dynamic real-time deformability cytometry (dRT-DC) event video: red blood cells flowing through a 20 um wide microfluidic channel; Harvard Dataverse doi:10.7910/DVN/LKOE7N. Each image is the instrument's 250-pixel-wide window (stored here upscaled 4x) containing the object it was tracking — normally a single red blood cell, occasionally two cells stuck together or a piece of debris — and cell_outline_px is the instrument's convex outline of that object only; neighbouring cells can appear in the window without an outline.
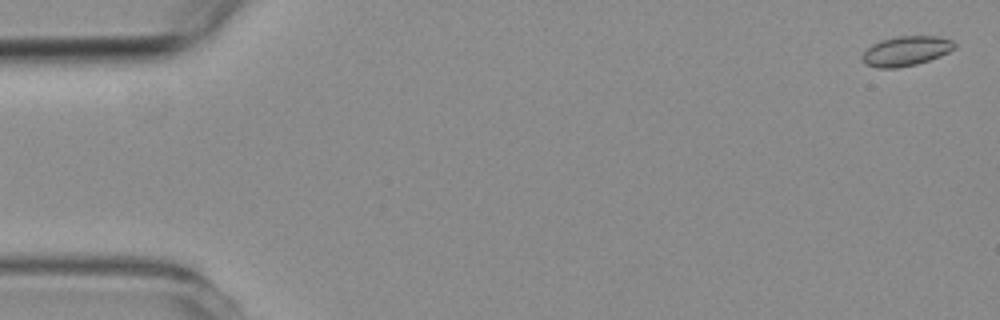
{"species": "common noctule bat (a hibernating species)", "species_latin": "Nyctalus noctula", "temperature_condition": "room temperature", "stored_images_in_passage": 28, "camera_frame_rate_fps": 3000, "um_per_image_px": 0.085, "animal": {"sex": "female", "body_mass_g": 19.3, "forearm_length_mm": 54.1}, "frame": {"image": 1, "passage_image": 2, "time_ms": 0.333, "image_size_px": [1000, 320], "cell_outline_px": [[956, 48], [940, 56], [916, 64], [896, 68], [876, 68], [864, 64], [864, 52], [872, 44], [880, 40], [896, 36], [940, 36], [952, 40], [956, 44]], "centroid_in_image_um": [77.04, 4.32], "position_along_channel_um": 8.0, "area_um2": 15.95}}
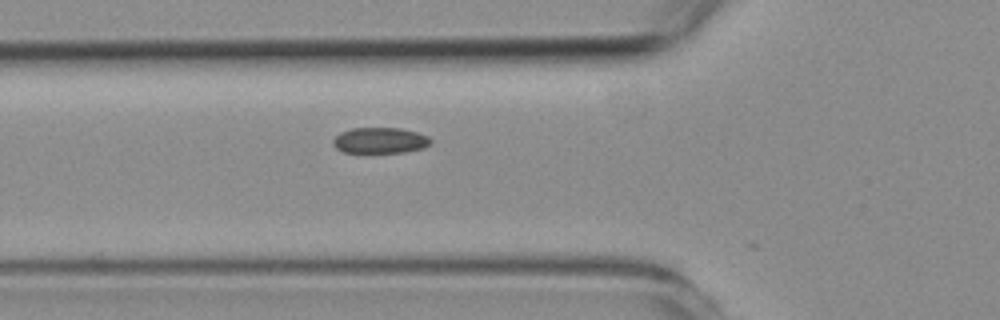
{"frame": {"image": 2, "passage_image": 20, "time_ms": 6.333, "image_size_px": [1000, 320], "cell_outline_px": [[432, 140], [424, 148], [404, 152], [344, 152], [336, 148], [332, 144], [332, 140], [340, 132], [352, 128], [400, 128], [416, 132], [428, 136]], "centroid_in_image_um": [32.28, 11.93], "position_along_channel_um": 93.5, "area_um2": 14.62}}
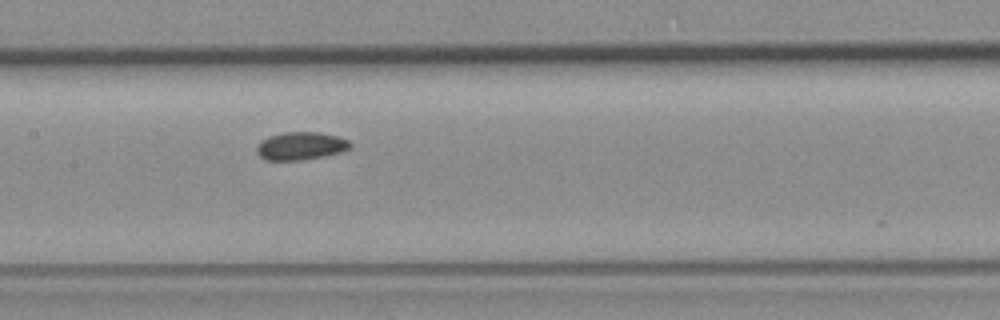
{"frame": {"image": 3, "passage_image": 27, "time_ms": 8.667, "image_size_px": [1000, 320], "cell_outline_px": [[352, 148], [340, 152], [324, 156], [300, 160], [264, 160], [256, 152], [256, 144], [260, 140], [268, 136], [284, 132], [320, 132], [340, 136], [348, 140], [352, 144]], "centroid_in_image_um": [25.56, 12.39], "position_along_channel_um": 181.8, "area_um2": 15.49}}